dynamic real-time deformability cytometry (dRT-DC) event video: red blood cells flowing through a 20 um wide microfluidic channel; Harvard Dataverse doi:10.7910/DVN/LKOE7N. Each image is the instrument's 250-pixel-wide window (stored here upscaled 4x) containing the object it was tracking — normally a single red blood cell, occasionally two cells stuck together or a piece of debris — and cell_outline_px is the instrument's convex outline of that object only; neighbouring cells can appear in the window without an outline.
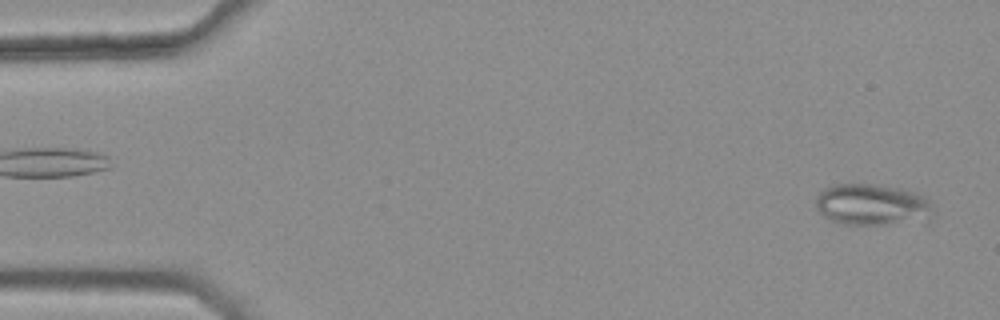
{"species": "common noctule bat (a hibernating species)", "species_latin": "Nyctalus noctula", "temperature_condition": "warm", "stored_images_in_passage": 4, "camera_frame_rate_fps": 3000, "um_per_image_px": 0.085, "animal": {"sex": "female", "body_mass_g": 25.1}, "frame": {"image": 1, "passage_image": 4, "time_ms": 1.0, "image_size_px": [1000, 320], "cell_outline_px": [[932, 208], [884, 224], [844, 224], [832, 220], [824, 216], [816, 208], [816, 196], [824, 188], [832, 184], [872, 184], [900, 188], [924, 196], [928, 200]], "centroid_in_image_um": [73.83, 17.31], "position_along_channel_um": 11.2, "area_um2": 26.18}}